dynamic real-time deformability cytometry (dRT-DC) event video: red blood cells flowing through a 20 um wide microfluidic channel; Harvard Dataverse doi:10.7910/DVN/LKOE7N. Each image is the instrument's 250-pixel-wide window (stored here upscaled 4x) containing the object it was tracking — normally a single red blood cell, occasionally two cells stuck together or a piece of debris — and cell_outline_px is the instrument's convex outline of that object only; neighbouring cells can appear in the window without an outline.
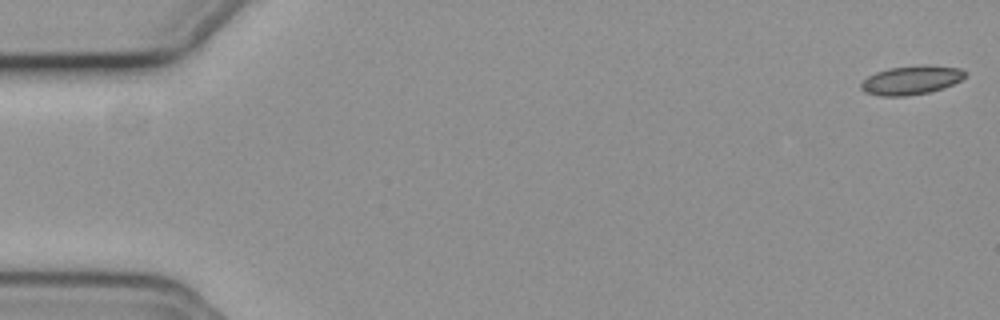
{"species": "common noctule bat (a hibernating species)", "species_latin": "Nyctalus noctula", "temperature_condition": "cold", "stored_images_in_passage": 56, "camera_frame_rate_fps": 3000, "um_per_image_px": 0.085, "animal": {"sex": "female", "body_mass_g": 19.3, "forearm_length_mm": 54.1}, "frame": {"image": 1, "passage_image": 1, "time_ms": 0.0, "image_size_px": [1000, 320], "cell_outline_px": [[968, 72], [960, 80], [944, 88], [928, 92], [904, 96], [880, 96], [864, 92], [860, 88], [860, 84], [868, 76], [876, 72], [888, 68], [924, 64], [960, 68]], "centroid_in_image_um": [77.45, 6.8], "position_along_channel_um": 7.6, "area_um2": 17.57}}
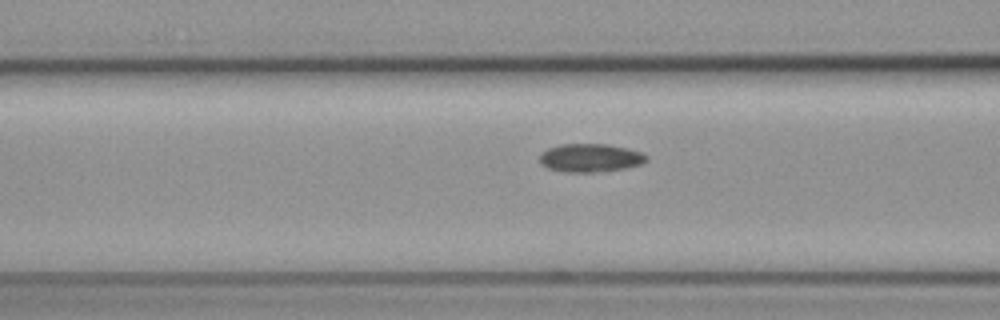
{"frame": {"image": 2, "passage_image": 22, "time_ms": 7.0, "image_size_px": [1000, 320], "cell_outline_px": [[648, 160], [640, 164], [624, 168], [592, 172], [564, 172], [548, 168], [540, 164], [540, 152], [548, 148], [560, 144], [608, 144], [628, 148], [644, 152], [648, 156]], "centroid_in_image_um": [50.17, 13.4], "position_along_channel_um": 116.4, "area_um2": 17.74}}
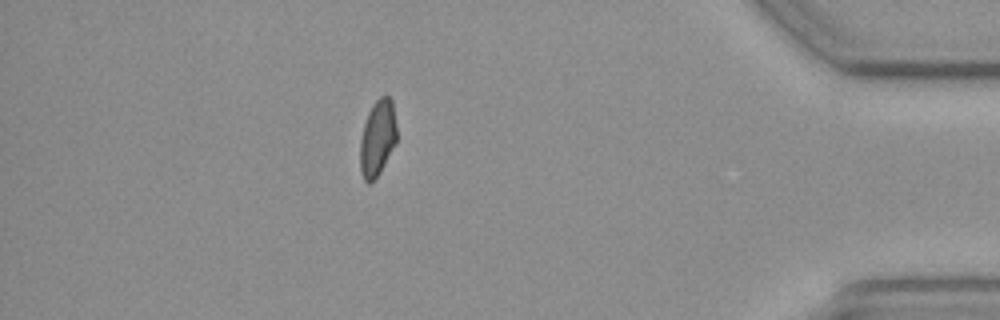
{"frame": {"image": 3, "passage_image": 49, "time_ms": 16.0, "image_size_px": [1000, 320], "cell_outline_px": [[396, 144], [380, 172], [368, 184], [364, 180], [360, 172], [360, 140], [364, 124], [368, 112], [372, 104], [380, 96], [388, 96], [392, 100], [396, 124]], "centroid_in_image_um": [32.08, 11.73], "position_along_channel_um": 403.1, "area_um2": 16.3}, "authors_computed_cell_mechanics": {"area_um2": 17.1088, "velocity_mm_per_s": 3.7182, "shape_relaxation_time_tau1_ms": null, "shape_relaxation_time_tau2_ms": 9.6187, "deformation_change_tau1": null, "deformation_change_tau2": 0.1373}}